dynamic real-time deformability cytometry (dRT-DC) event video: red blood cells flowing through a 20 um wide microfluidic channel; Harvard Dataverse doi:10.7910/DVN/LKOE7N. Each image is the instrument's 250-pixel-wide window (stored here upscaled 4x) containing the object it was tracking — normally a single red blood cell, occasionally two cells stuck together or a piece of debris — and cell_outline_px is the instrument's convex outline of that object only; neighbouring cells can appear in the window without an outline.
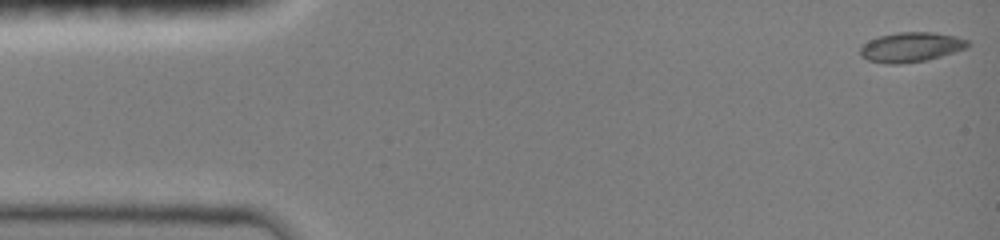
{"species": "common noctule bat (a hibernating species)", "species_latin": "Nyctalus noctula", "temperature_condition": "room temperature", "stored_images_in_passage": 47, "camera_frame_rate_fps": 3000, "um_per_image_px": 0.085, "animal": {"sex": "female", "body_mass_g": 19.0, "forearm_length_mm": 51.5}, "frame": {"image": 1, "passage_image": 1, "time_ms": 0.0, "image_size_px": [1000, 240], "cell_outline_px": [[968, 44], [964, 48], [928, 60], [900, 64], [884, 64], [868, 60], [860, 56], [860, 44], [868, 40], [880, 36], [900, 32], [932, 32], [956, 36], [968, 40]], "centroid_in_image_um": [77.35, 4.01], "position_along_channel_um": 7.6, "area_um2": 18.61}}
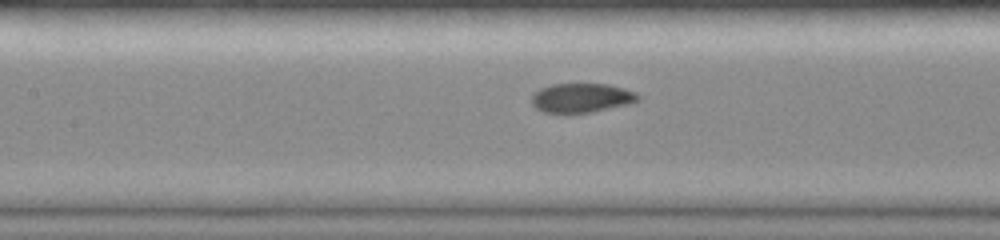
{"frame": {"image": 2, "passage_image": 21, "time_ms": 6.667, "image_size_px": [1000, 240], "cell_outline_px": [[640, 100], [632, 104], [592, 112], [568, 116], [544, 112], [536, 108], [532, 104], [532, 92], [540, 88], [552, 84], [608, 84], [624, 88], [636, 92], [640, 96]], "centroid_in_image_um": [49.43, 8.36], "position_along_channel_um": 158.0, "area_um2": 18.96}}
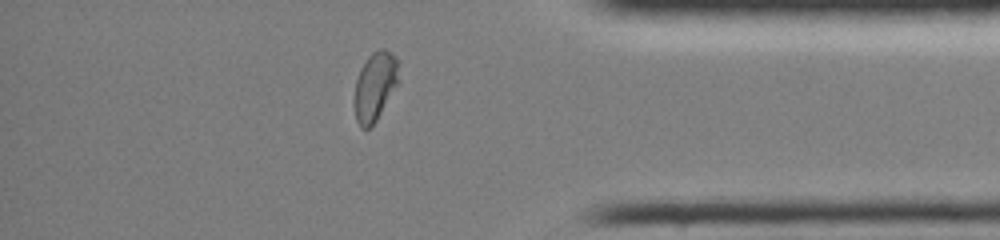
{"frame": {"image": 3, "passage_image": 40, "time_ms": 13.0, "image_size_px": [1000, 240], "cell_outline_px": [[400, 80], [372, 128], [360, 128], [356, 120], [356, 80], [360, 68], [368, 56], [372, 52], [380, 48], [384, 48], [392, 52], [400, 60]], "centroid_in_image_um": [31.94, 7.28], "position_along_channel_um": 403.3, "area_um2": 18.03}, "authors_computed_cell_mechanics": {"area_um2": 18.3804, "velocity_mm_per_s": 4.0428, "shape_relaxation_time_tau1_ms": 6.5616, "shape_relaxation_time_tau2_ms": null, "deformation_change_tau1": 0.215, "deformation_change_tau2": null}}